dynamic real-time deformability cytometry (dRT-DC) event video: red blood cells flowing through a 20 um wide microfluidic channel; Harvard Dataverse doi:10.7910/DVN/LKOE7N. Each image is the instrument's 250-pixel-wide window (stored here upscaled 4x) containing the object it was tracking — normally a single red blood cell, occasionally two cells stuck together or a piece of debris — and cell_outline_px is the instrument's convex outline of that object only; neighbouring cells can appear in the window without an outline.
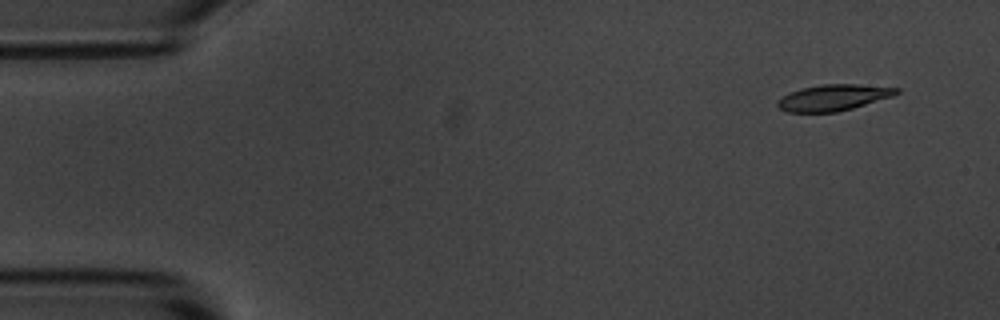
{"species": "common noctule bat (a hibernating species)", "species_latin": "Nyctalus noctula", "temperature_condition": "room temperature", "stored_images_in_passage": 12, "camera_frame_rate_fps": 3000, "um_per_image_px": 0.085, "animal": {"sex": "male", "body_mass_g": 20.1, "forearm_length_mm": 53.5}, "frame": {"image": 1, "passage_image": 2, "time_ms": 0.333, "image_size_px": [1000, 320], "cell_outline_px": [[900, 92], [892, 96], [852, 108], [836, 112], [788, 112], [780, 108], [776, 104], [776, 100], [792, 92], [804, 88], [820, 84], [856, 84], [900, 88]], "centroid_in_image_um": [70.84, 8.29], "position_along_channel_um": 14.2, "area_um2": 17.86}}